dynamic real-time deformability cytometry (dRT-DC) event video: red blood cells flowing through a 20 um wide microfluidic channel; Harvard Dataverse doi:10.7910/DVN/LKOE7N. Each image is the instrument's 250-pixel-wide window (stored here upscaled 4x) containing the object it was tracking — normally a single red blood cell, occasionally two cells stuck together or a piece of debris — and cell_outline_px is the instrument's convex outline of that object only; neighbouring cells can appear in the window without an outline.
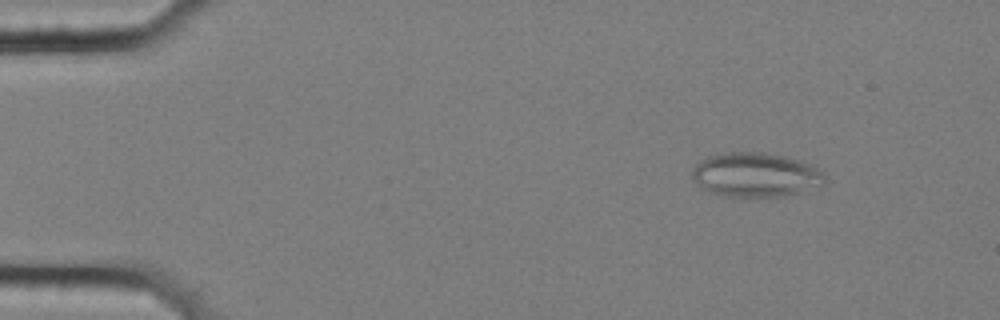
{"species": "common noctule bat (a hibernating species)", "species_latin": "Nyctalus noctula", "temperature_condition": "cold", "stored_images_in_passage": 57, "segment_of_instrument_passage": [1, 2], "camera_frame_rate_fps": 3000, "um_per_image_px": 0.085, "animal": {"sex": "female", "body_mass_g": 25.1}, "frame": {"image": 1, "passage_image": 7, "time_ms": 2.0, "image_size_px": [1000, 320], "cell_outline_px": [[824, 184], [800, 192], [784, 196], [728, 196], [708, 192], [700, 188], [692, 180], [692, 164], [708, 156], [728, 152], [764, 152], [784, 156], [800, 160], [812, 164], [824, 172]], "centroid_in_image_um": [64.18, 14.85], "position_along_channel_um": 20.8, "area_um2": 34.56}}